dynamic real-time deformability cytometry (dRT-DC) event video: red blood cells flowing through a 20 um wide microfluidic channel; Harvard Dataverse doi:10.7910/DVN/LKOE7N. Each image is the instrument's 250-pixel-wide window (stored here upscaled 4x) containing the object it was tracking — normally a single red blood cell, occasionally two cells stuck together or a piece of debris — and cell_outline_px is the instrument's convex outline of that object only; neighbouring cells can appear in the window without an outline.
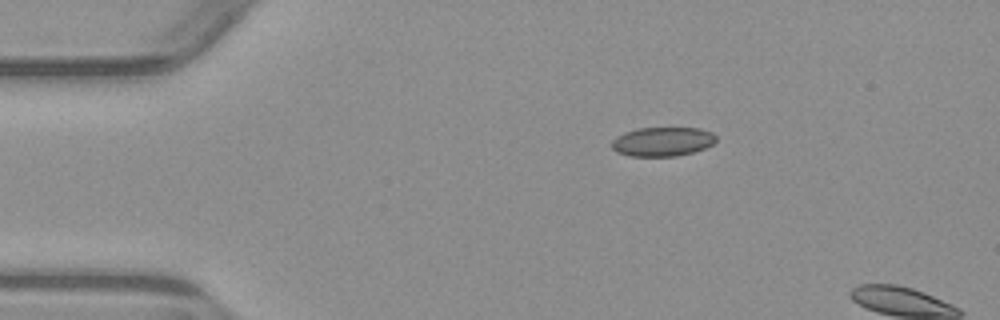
{"species": "common noctule bat (a hibernating species)", "species_latin": "Nyctalus noctula", "temperature_condition": "warm", "stored_images_in_passage": 2, "camera_frame_rate_fps": 3000, "um_per_image_px": 0.085, "animal": {"sex": "male", "body_mass_g": 23.1, "forearm_length_mm": 52.7}, "frame": {"image": 1, "passage_image": 1, "time_ms": 0.0, "image_size_px": [1000, 320], "cell_outline_px": [[716, 140], [712, 144], [704, 148], [692, 152], [676, 156], [628, 156], [616, 152], [612, 148], [612, 140], [616, 136], [624, 132], [640, 128], [700, 128], [712, 132], [716, 136]], "centroid_in_image_um": [56.29, 12.04], "position_along_channel_um": 28.7, "area_um2": 17.74}}